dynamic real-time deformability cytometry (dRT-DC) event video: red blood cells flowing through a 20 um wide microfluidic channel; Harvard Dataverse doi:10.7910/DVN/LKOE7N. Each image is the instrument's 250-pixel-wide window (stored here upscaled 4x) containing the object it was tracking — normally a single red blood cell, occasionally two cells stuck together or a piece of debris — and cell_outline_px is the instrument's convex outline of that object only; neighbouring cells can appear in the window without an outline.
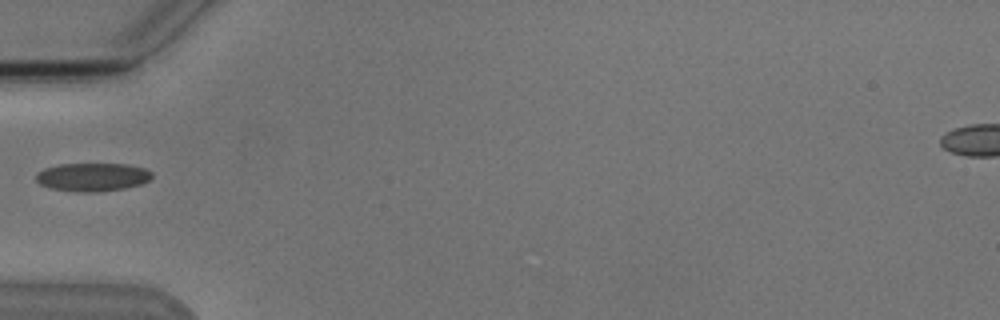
{"species": "Egyptian fruit bat (a non-hibernating species)", "species_latin": "Rousettus aegyptiacus", "temperature_condition": "cold", "stored_images_in_passage": 2, "camera_frame_rate_fps": 3000, "um_per_image_px": 0.085, "animal": {"sex": "male"}, "frame": {"image": 1, "passage_image": 1, "time_ms": 0.0, "image_size_px": [1000, 320], "cell_outline_px": [[152, 176], [148, 180], [140, 184], [124, 188], [92, 192], [76, 192], [48, 188], [40, 184], [36, 180], [36, 172], [44, 168], [60, 164], [128, 164], [144, 168], [152, 172]], "centroid_in_image_um": [7.82, 15.04], "position_along_channel_um": 77.2, "area_um2": 19.13}}